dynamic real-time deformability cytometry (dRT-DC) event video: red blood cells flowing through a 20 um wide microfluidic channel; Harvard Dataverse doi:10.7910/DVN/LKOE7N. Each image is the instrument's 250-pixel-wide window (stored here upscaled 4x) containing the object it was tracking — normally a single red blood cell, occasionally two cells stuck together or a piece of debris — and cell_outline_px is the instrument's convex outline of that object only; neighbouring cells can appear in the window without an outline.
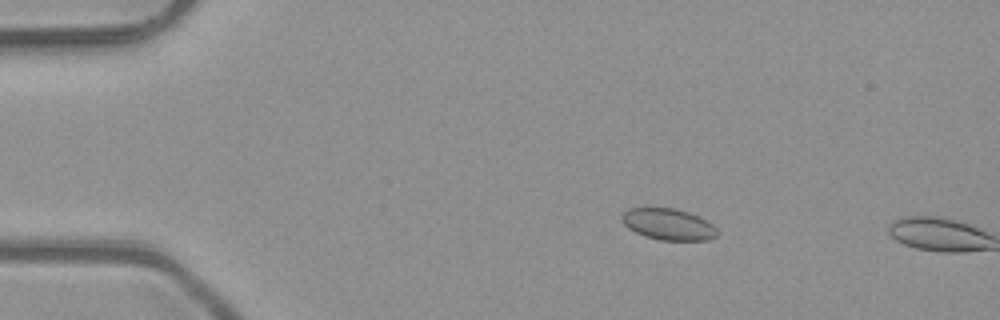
{"species": "common noctule bat (a hibernating species)", "species_latin": "Nyctalus noctula", "temperature_condition": "room temperature", "stored_images_in_passage": 11, "camera_frame_rate_fps": 3000, "um_per_image_px": 0.085, "animal": {"sex": "male", "body_mass_g": 23.1, "forearm_length_mm": 52.7}, "frame": {"image": 1, "passage_image": 10, "time_ms": 3.0, "image_size_px": [1000, 320], "cell_outline_px": [[720, 232], [716, 236], [708, 240], [660, 240], [644, 236], [628, 228], [624, 224], [620, 216], [624, 212], [632, 208], [676, 208], [688, 212], [712, 224]], "centroid_in_image_um": [56.81, 19.07], "position_along_channel_um": 28.2, "area_um2": 17.34}}